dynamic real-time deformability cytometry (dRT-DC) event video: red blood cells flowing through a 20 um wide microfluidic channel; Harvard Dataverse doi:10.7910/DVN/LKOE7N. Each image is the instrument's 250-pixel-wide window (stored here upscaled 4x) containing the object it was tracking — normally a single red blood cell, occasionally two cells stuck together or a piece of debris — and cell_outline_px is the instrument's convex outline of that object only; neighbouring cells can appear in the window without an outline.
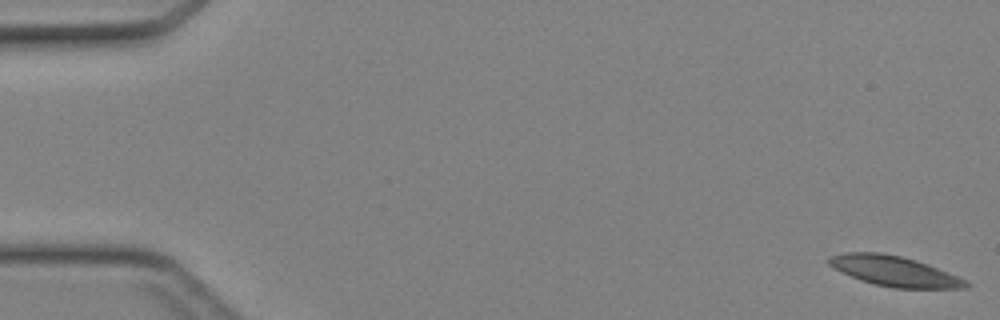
{"species": "Egyptian fruit bat (a non-hibernating species)", "species_latin": "Rousettus aegyptiacus", "temperature_condition": "cold", "stored_images_in_passage": 46, "camera_frame_rate_fps": 3000, "um_per_image_px": 0.085, "animal": {"sex": "female"}, "frame": {"image": 1, "passage_image": 1, "time_ms": 0.0, "image_size_px": [1000, 320], "cell_outline_px": [[972, 284], [968, 288], [892, 288], [860, 280], [828, 264], [828, 256], [844, 252], [880, 252], [900, 256], [916, 260], [956, 276]], "centroid_in_image_um": [76.0, 23.04], "position_along_channel_um": 9.0, "area_um2": 23.7}}
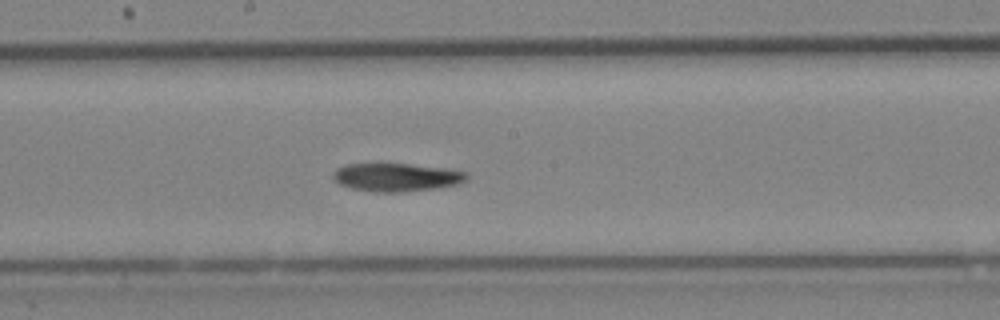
{"frame": {"image": 2, "passage_image": 25, "time_ms": 8.0, "image_size_px": [1000, 320], "cell_outline_px": [[468, 176], [464, 180], [456, 184], [440, 188], [404, 192], [376, 192], [352, 188], [340, 184], [332, 176], [332, 172], [336, 168], [344, 164], [376, 160], [380, 160], [448, 168], [468, 172]], "centroid_in_image_um": [33.65, 15.0], "position_along_channel_um": 214.6, "area_um2": 23.18}}
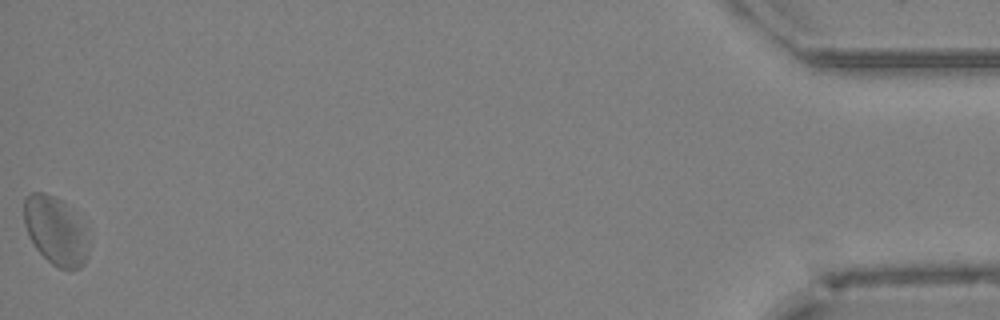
{"frame": {"image": 3, "passage_image": 46, "time_ms": 15.0, "image_size_px": [1000, 320], "cell_outline_px": [[88, 252], [84, 264], [80, 268], [60, 268], [52, 264], [36, 248], [28, 236], [24, 224], [24, 200], [32, 192], [44, 192], [60, 200], [64, 204], [84, 228]], "centroid_in_image_um": [4.67, 19.63], "position_along_channel_um": 430.5, "area_um2": 24.85}}